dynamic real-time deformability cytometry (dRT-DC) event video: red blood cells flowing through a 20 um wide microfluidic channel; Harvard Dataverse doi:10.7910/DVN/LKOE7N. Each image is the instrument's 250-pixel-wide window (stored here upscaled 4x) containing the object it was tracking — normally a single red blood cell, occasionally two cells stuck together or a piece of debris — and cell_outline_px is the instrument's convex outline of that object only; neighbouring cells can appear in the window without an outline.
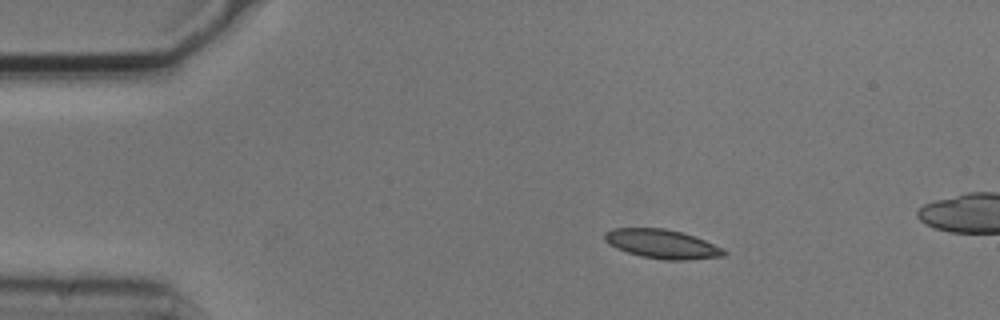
{"species": "common noctule bat (a hibernating species)", "species_latin": "Nyctalus noctula", "temperature_condition": "cold", "stored_images_in_passage": 4, "segment_of_instrument_passage": [1, 2], "camera_frame_rate_fps": 3000, "um_per_image_px": 0.085, "animal": {"sex": "male", "body_mass_g": 20.5, "forearm_length_mm": 52.5}, "frame": {"image": 1, "passage_image": 2, "time_ms": 0.333, "image_size_px": [1000, 320], "cell_outline_px": [[728, 252], [724, 256], [688, 260], [664, 260], [644, 256], [628, 252], [616, 248], [608, 244], [604, 240], [604, 232], [612, 228], [664, 228], [680, 232], [704, 240]], "centroid_in_image_um": [56.23, 20.73], "position_along_channel_um": 28.8, "area_um2": 19.94}}